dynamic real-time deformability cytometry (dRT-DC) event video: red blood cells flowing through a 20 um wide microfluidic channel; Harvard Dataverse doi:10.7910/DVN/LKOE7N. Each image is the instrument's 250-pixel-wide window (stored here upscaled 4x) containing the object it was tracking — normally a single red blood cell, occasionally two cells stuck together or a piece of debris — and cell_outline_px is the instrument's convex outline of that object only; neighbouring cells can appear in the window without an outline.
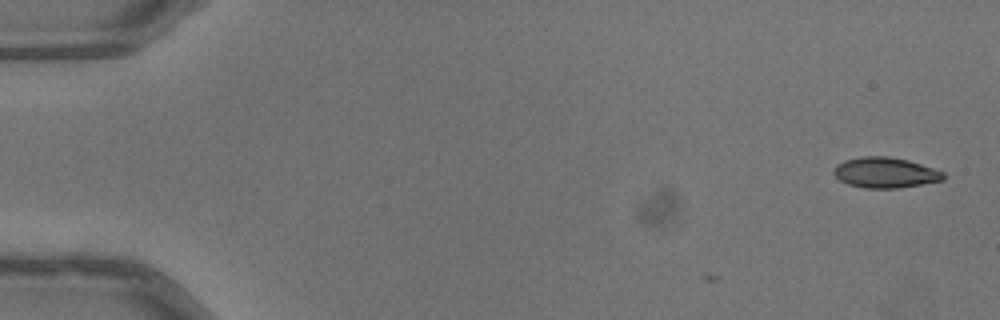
{"species": "common noctule bat (a hibernating species)", "species_latin": "Nyctalus noctula", "temperature_condition": "warm", "stored_images_in_passage": 2, "camera_frame_rate_fps": 3000, "um_per_image_px": 0.085, "animal": {"sex": "male", "body_mass_g": 13.3}, "frame": {"image": 1, "passage_image": 2, "time_ms": 0.333, "image_size_px": [1000, 320], "cell_outline_px": [[944, 180], [896, 188], [864, 188], [848, 184], [840, 180], [832, 172], [836, 164], [844, 160], [864, 156], [888, 156], [908, 160], [944, 172]], "centroid_in_image_um": [75.21, 14.66], "position_along_channel_um": 9.8, "area_um2": 19.36}}